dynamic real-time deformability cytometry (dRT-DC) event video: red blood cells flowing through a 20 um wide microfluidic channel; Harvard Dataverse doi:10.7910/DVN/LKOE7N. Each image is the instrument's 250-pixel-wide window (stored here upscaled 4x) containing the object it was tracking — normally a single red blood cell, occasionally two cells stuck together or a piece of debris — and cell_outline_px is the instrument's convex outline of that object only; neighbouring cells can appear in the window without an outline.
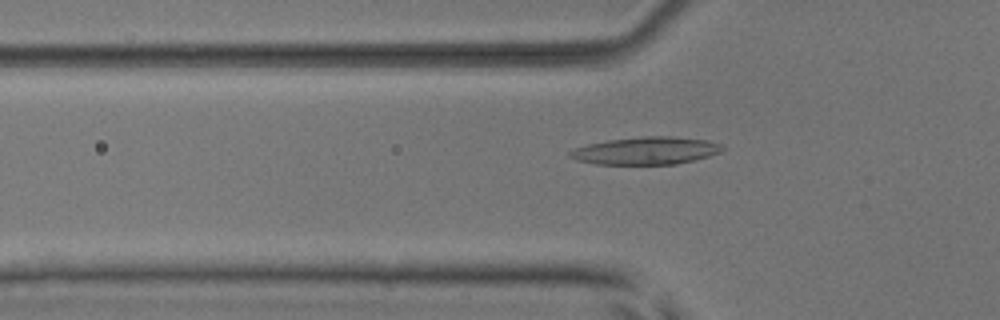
{"species": "common noctule bat (a hibernating species)", "species_latin": "Nyctalus noctula", "temperature_condition": "room temperature", "stored_images_in_passage": 43, "camera_frame_rate_fps": 3000, "um_per_image_px": 0.085, "animal": {"sex": "male", "body_mass_g": 17.9, "forearm_length_mm": 54.2}, "frame": {"image": 1, "passage_image": 14, "time_ms": 4.333, "image_size_px": [1000, 320], "cell_outline_px": [[724, 148], [720, 152], [708, 156], [676, 164], [596, 164], [576, 160], [568, 156], [568, 152], [576, 148], [588, 144], [608, 140], [644, 136], [672, 136], [708, 140], [720, 144]], "centroid_in_image_um": [54.89, 12.81], "position_along_channel_um": 70.9, "area_um2": 24.33}}
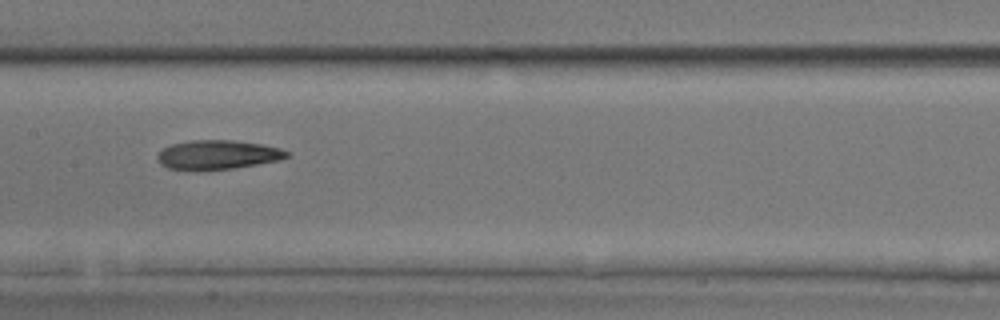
{"frame": {"image": 2, "passage_image": 23, "time_ms": 7.333, "image_size_px": [1000, 320], "cell_outline_px": [[292, 152], [288, 156], [280, 160], [232, 168], [200, 172], [168, 168], [160, 164], [156, 156], [164, 148], [172, 144], [192, 140], [236, 140], [260, 144], [280, 148]], "centroid_in_image_um": [18.49, 13.17], "position_along_channel_um": 188.9, "area_um2": 22.31}}
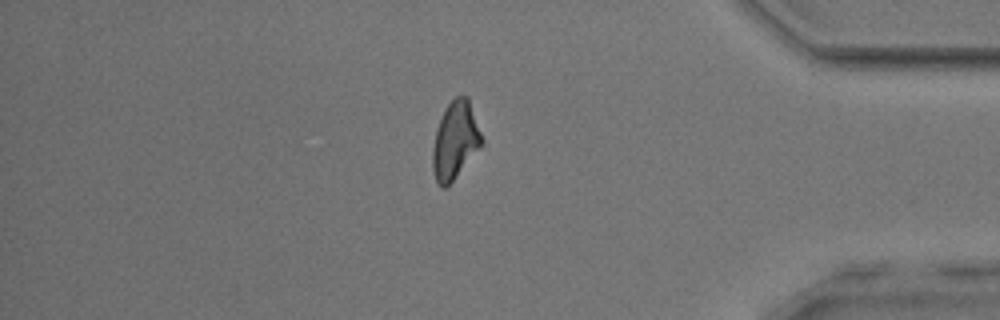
{"frame": {"image": 3, "passage_image": 41, "time_ms": 13.333, "image_size_px": [1000, 320], "cell_outline_px": [[484, 144], [452, 180], [444, 188], [440, 188], [436, 180], [432, 168], [432, 148], [436, 128], [448, 104], [456, 96], [468, 96], [484, 140]], "centroid_in_image_um": [38.7, 11.93], "position_along_channel_um": 396.5, "area_um2": 22.08}, "authors_computed_cell_mechanics": {"area_um2": 22.542, "velocity_mm_per_s": 3.94, "shape_relaxation_time_tau1_ms": 6.3567, "shape_relaxation_time_tau2_ms": 4.0358, "deformation_change_tau1": 0.1557, "deformation_change_tau2": 0.1446}}